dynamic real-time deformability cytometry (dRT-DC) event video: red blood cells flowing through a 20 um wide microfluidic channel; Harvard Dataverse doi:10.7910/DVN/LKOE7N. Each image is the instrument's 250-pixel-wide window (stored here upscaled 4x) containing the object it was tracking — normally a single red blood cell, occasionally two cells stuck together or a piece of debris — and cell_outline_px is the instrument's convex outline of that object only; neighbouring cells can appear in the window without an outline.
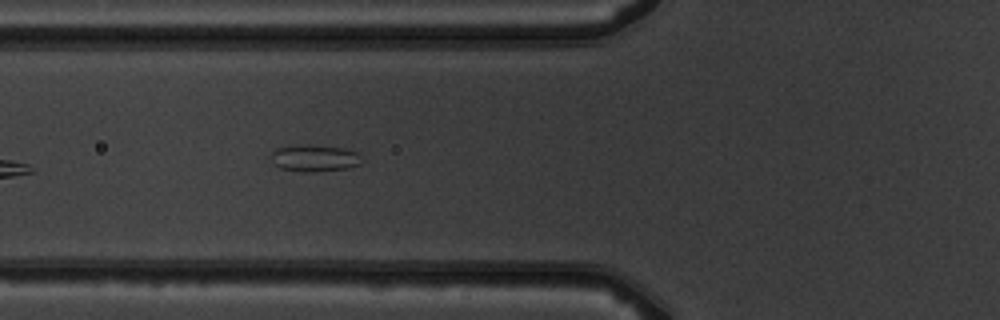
{"species": "common noctule bat (a hibernating species)", "species_latin": "Nyctalus noctula", "temperature_condition": "warm", "stored_images_in_passage": 7, "camera_frame_rate_fps": 3000, "um_per_image_px": 0.085, "animal": {"sex": "male", "body_mass_g": 19.5, "forearm_length_mm": 54.6}, "frame": {"image": 1, "passage_image": 7, "time_ms": 7.0, "image_size_px": [1000, 320], "cell_outline_px": [[360, 164], [348, 168], [312, 172], [300, 172], [280, 168], [272, 164], [272, 152], [276, 148], [300, 144], [308, 144], [344, 148], [356, 152]], "centroid_in_image_um": [26.66, 13.44], "position_along_channel_um": 99.1, "area_um2": 14.16}}